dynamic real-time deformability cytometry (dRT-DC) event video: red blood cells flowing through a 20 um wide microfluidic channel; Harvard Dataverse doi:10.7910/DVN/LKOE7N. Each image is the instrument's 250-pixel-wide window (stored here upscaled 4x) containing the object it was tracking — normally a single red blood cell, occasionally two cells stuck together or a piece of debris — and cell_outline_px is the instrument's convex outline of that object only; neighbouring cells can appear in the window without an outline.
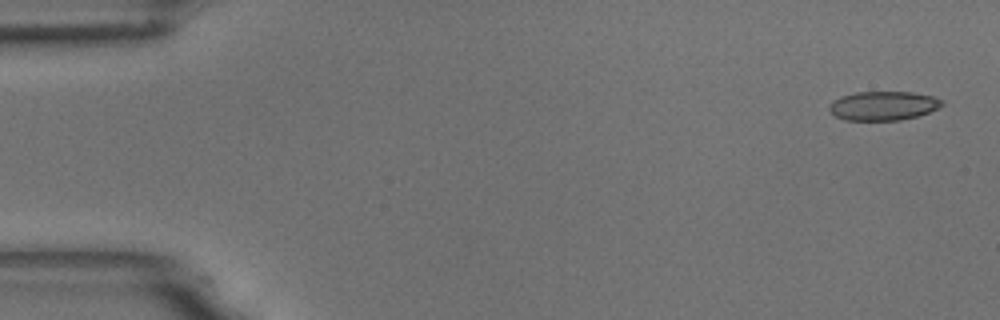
{"species": "common noctule bat (a hibernating species)", "species_latin": "Nyctalus noctula", "temperature_condition": "room temperature", "stored_images_in_passage": 6, "camera_frame_rate_fps": 3000, "um_per_image_px": 0.085, "animal": {"sex": "male", "body_mass_g": 18.8}, "frame": {"image": 1, "passage_image": 1, "time_ms": 0.0, "image_size_px": [1000, 320], "cell_outline_px": [[944, 104], [928, 112], [916, 116], [900, 120], [844, 120], [836, 116], [828, 108], [832, 100], [840, 96], [856, 92], [912, 92], [932, 96], [944, 100]], "centroid_in_image_um": [75.06, 8.98], "position_along_channel_um": 9.9, "area_um2": 19.02}}